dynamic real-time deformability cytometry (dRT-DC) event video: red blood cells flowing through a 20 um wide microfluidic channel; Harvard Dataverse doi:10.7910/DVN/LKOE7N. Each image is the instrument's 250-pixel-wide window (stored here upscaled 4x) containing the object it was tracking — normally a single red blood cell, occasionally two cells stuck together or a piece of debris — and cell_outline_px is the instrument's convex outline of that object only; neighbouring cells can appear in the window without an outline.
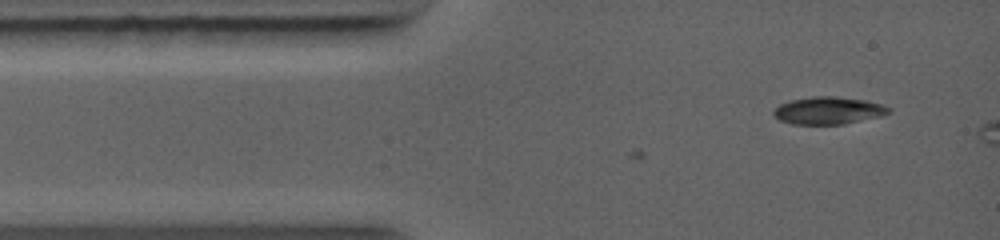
{"species": "common noctule bat (a hibernating species)", "species_latin": "Nyctalus noctula", "temperature_condition": "warm", "stored_images_in_passage": 3, "camera_frame_rate_fps": 5000, "um_per_image_px": 0.085, "animal": {"sex": "female", "body_mass_g": 19.0, "forearm_length_mm": 56.7}, "frame": {"image": 1, "passage_image": 3, "time_ms": 1.4, "image_size_px": [1000, 240], "cell_outline_px": [[892, 108], [888, 112], [880, 116], [844, 124], [792, 124], [780, 120], [772, 116], [772, 112], [780, 104], [792, 100], [816, 96], [828, 96], [864, 100], [884, 104]], "centroid_in_image_um": [70.4, 9.4], "position_along_channel_um": 14.6, "area_um2": 18.21}}